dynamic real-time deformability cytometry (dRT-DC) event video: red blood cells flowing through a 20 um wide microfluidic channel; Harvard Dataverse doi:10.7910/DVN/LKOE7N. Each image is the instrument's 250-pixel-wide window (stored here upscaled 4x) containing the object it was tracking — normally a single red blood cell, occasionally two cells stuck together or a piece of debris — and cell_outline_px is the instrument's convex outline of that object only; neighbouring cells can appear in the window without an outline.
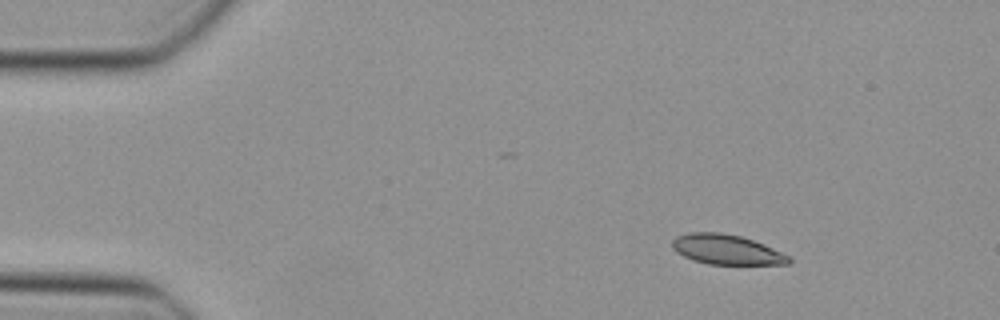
{"species": "Egyptian fruit bat (a non-hibernating species)", "species_latin": "Rousettus aegyptiacus", "temperature_condition": "cold", "stored_images_in_passage": 42, "camera_frame_rate_fps": 3000, "um_per_image_px": 0.085, "animal": {"sex": "female"}, "frame": {"image": 1, "passage_image": 1, "time_ms": 0.0, "image_size_px": [1000, 320], "cell_outline_px": [[792, 260], [788, 264], [708, 264], [692, 260], [676, 252], [672, 248], [672, 240], [676, 236], [688, 232], [720, 232], [740, 236], [764, 244], [792, 256]], "centroid_in_image_um": [61.76, 21.21], "position_along_channel_um": 23.2, "area_um2": 20.46}}
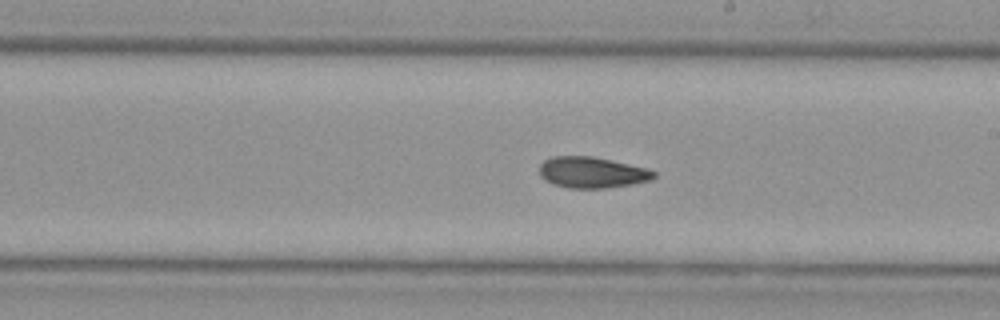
{"frame": {"image": 2, "passage_image": 22, "time_ms": 7.0, "image_size_px": [1000, 320], "cell_outline_px": [[656, 176], [652, 180], [632, 184], [608, 188], [568, 188], [552, 184], [544, 180], [540, 176], [540, 164], [544, 160], [552, 156], [592, 156], [648, 168], [656, 172]], "centroid_in_image_um": [50.32, 14.66], "position_along_channel_um": 238.7, "area_um2": 20.92}}
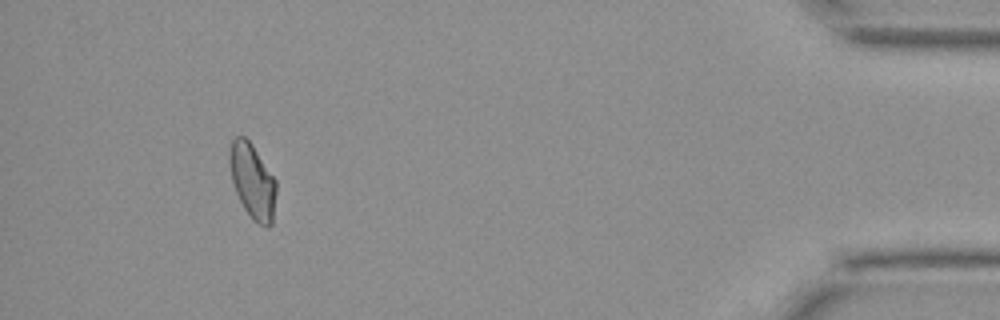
{"frame": {"image": 3, "passage_image": 39, "time_ms": 12.667, "image_size_px": [1000, 320], "cell_outline_px": [[276, 192], [272, 224], [268, 228], [264, 228], [252, 220], [244, 208], [236, 192], [232, 180], [228, 156], [232, 140], [236, 136], [244, 136], [252, 144], [276, 180]], "centroid_in_image_um": [21.47, 15.42], "position_along_channel_um": 413.7, "area_um2": 20.4}}